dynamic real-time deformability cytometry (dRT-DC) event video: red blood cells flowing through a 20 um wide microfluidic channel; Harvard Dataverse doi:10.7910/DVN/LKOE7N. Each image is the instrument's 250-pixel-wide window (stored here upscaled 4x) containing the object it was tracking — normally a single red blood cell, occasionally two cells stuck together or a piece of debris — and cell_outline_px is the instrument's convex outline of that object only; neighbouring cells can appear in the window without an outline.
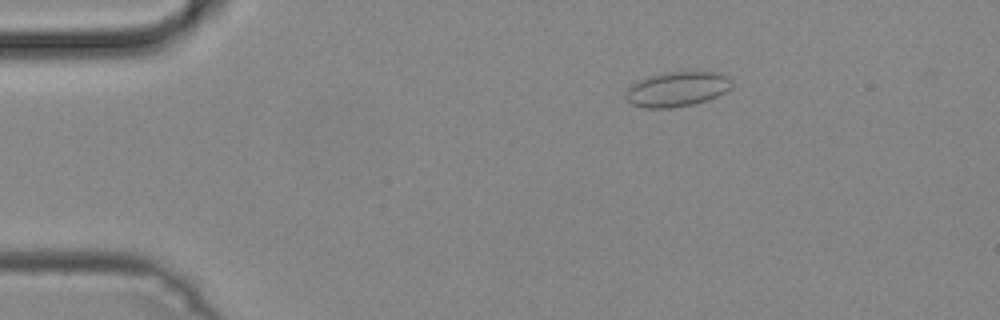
{"species": "common noctule bat (a hibernating species)", "species_latin": "Nyctalus noctula", "temperature_condition": "cold", "stored_images_in_passage": 44, "camera_frame_rate_fps": 3000, "um_per_image_px": 0.085, "animal": {"sex": "male", "body_mass_g": 19.2, "forearm_length_mm": 51.8}, "frame": {"image": 1, "passage_image": 3, "time_ms": 0.667, "image_size_px": [1000, 320], "cell_outline_px": [[732, 84], [724, 92], [708, 100], [692, 104], [668, 108], [644, 108], [632, 104], [624, 96], [628, 88], [632, 84], [640, 80], [652, 76], [668, 72], [720, 72], [728, 76], [732, 80]], "centroid_in_image_um": [57.56, 7.58], "position_along_channel_um": 27.4, "area_um2": 21.27}}
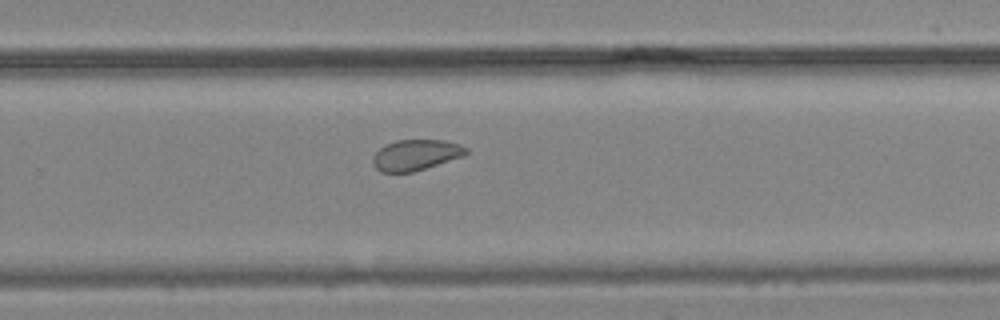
{"frame": {"image": 2, "passage_image": 27, "time_ms": 8.667, "image_size_px": [1000, 320], "cell_outline_px": [[468, 152], [464, 156], [412, 172], [380, 172], [376, 168], [372, 160], [372, 156], [384, 144], [396, 140], [444, 140], [460, 144], [468, 148]], "centroid_in_image_um": [35.34, 13.16], "position_along_channel_um": 294.5, "area_um2": 16.76}}
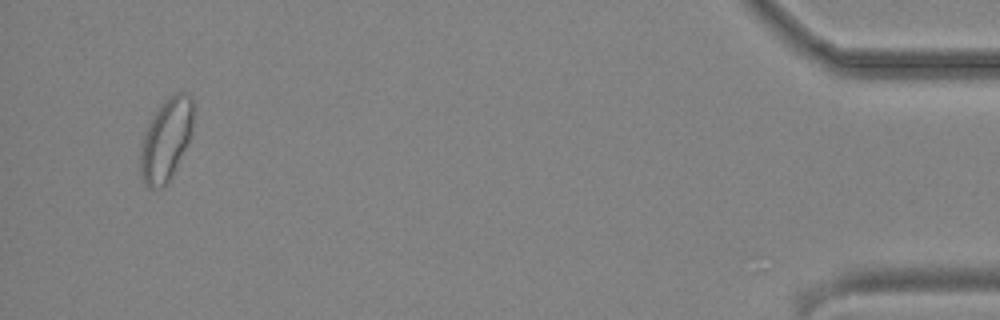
{"frame": {"image": 3, "passage_image": 42, "time_ms": 13.667, "image_size_px": [1000, 320], "cell_outline_px": [[196, 108], [192, 128], [188, 140], [172, 176], [168, 184], [160, 188], [152, 188], [144, 184], [140, 172], [140, 148], [144, 136], [160, 104], [168, 96], [176, 92], [184, 92], [192, 96]], "centroid_in_image_um": [14.15, 11.84], "position_along_channel_um": 421.0, "area_um2": 25.37}}